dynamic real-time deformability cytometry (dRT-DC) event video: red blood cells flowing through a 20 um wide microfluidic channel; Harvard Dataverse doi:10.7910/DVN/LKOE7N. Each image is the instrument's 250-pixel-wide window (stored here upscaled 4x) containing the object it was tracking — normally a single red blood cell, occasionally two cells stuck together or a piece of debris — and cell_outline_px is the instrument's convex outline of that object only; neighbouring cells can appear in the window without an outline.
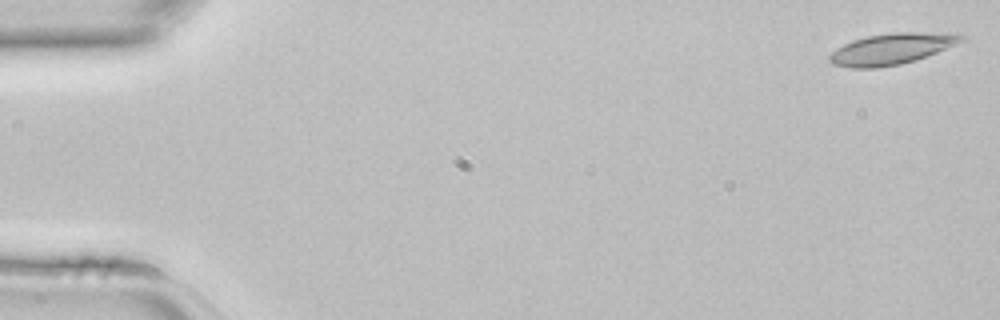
{"species": "common noctule bat (a hibernating species)", "species_latin": "Nyctalus noctula", "temperature_condition": "room temperature", "stored_images_in_passage": 13, "camera_frame_rate_fps": 3000, "um_per_image_px": 0.085, "animal": {"sex": "female", "body_mass_g": 22.7, "forearm_length_mm": 54.2}, "frame": {"image": 1, "passage_image": 1, "time_ms": 0.0, "image_size_px": [1000, 320], "cell_outline_px": [[968, 40], [916, 60], [900, 64], [876, 68], [852, 68], [832, 64], [828, 60], [828, 56], [836, 48], [852, 40], [868, 36], [892, 32], [960, 32], [968, 36]], "centroid_in_image_um": [75.89, 4.13], "position_along_channel_um": 9.1, "area_um2": 24.45}}
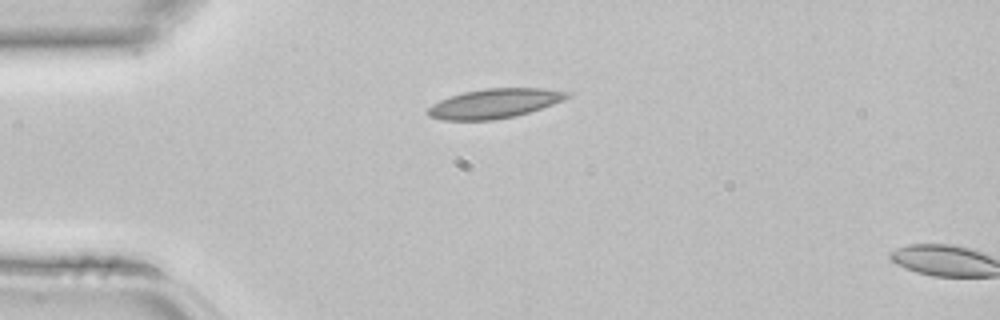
{"frame": {"image": 2, "passage_image": 11, "time_ms": 3.333, "image_size_px": [1000, 320], "cell_outline_px": [[572, 92], [568, 96], [552, 104], [516, 116], [492, 120], [444, 120], [428, 116], [424, 112], [432, 104], [440, 100], [464, 92], [484, 88], [544, 88]], "centroid_in_image_um": [41.98, 8.79], "position_along_channel_um": 43.0, "area_um2": 23.76}}